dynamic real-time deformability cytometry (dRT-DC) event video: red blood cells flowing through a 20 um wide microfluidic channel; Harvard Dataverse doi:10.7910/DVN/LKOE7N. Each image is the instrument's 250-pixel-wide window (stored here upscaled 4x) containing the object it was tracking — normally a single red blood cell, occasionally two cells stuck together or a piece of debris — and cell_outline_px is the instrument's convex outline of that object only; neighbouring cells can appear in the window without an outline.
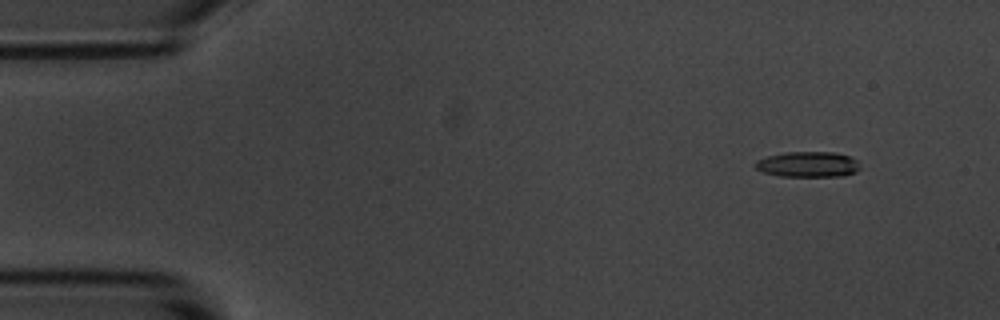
{"species": "common noctule bat (a hibernating species)", "species_latin": "Nyctalus noctula", "temperature_condition": "room temperature", "stored_images_in_passage": 4, "camera_frame_rate_fps": 3000, "um_per_image_px": 0.085, "animal": {"sex": "male", "body_mass_g": 20.1, "forearm_length_mm": 53.5}, "frame": {"image": 1, "passage_image": 2, "time_ms": 1.0, "image_size_px": [1000, 320], "cell_outline_px": [[860, 168], [856, 172], [844, 176], [780, 176], [764, 172], [756, 168], [756, 160], [768, 156], [784, 152], [832, 152], [848, 156], [856, 160]], "centroid_in_image_um": [68.68, 13.97], "position_along_channel_um": 16.3, "area_um2": 15.43}}